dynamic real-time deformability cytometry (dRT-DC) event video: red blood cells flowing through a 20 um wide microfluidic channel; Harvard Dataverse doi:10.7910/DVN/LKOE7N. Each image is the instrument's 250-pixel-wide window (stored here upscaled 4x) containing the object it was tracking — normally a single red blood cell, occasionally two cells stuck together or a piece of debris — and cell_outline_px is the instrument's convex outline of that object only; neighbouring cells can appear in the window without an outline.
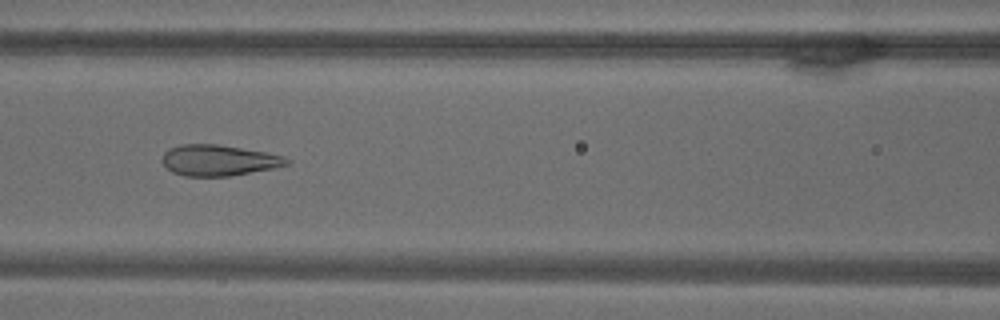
{"species": "common noctule bat (a hibernating species)", "species_latin": "Nyctalus noctula", "temperature_condition": "warm", "stored_images_in_passage": 69, "camera_frame_rate_fps": 3000, "um_per_image_px": 0.085, "animal": {"sex": "male", "body_mass_g": 18.8}, "frame": {"image": 1, "passage_image": 31, "time_ms": 10.0, "image_size_px": [1000, 320], "cell_outline_px": [[292, 164], [272, 168], [228, 176], [184, 176], [172, 172], [160, 160], [164, 152], [168, 148], [180, 144], [216, 144], [264, 152], [284, 156], [292, 160]], "centroid_in_image_um": [18.57, 13.62], "position_along_channel_um": 148.0, "area_um2": 22.43}}
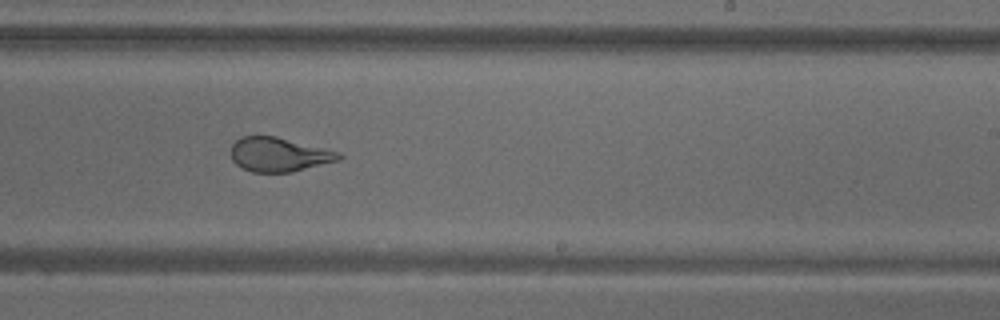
{"frame": {"image": 2, "passage_image": 43, "time_ms": 14.0, "image_size_px": [1000, 320], "cell_outline_px": [[344, 156], [340, 160], [292, 172], [252, 172], [236, 164], [232, 160], [232, 144], [240, 136], [276, 136], [340, 152]], "centroid_in_image_um": [23.73, 13.13], "position_along_channel_um": 265.3, "area_um2": 21.44}}
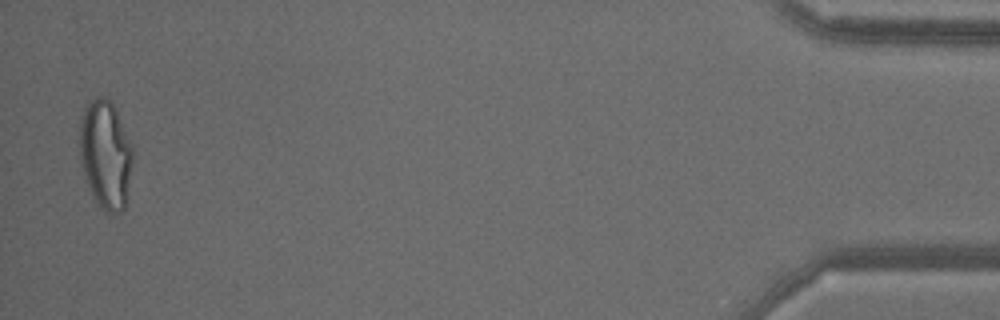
{"frame": {"image": 3, "passage_image": 68, "time_ms": 22.333, "image_size_px": [1000, 320], "cell_outline_px": [[132, 160], [124, 208], [120, 212], [104, 212], [96, 204], [92, 196], [80, 160], [80, 120], [88, 100], [96, 96], [104, 96], [112, 100], [132, 144]], "centroid_in_image_um": [8.96, 13.08], "position_along_channel_um": 426.2, "area_um2": 33.58}}